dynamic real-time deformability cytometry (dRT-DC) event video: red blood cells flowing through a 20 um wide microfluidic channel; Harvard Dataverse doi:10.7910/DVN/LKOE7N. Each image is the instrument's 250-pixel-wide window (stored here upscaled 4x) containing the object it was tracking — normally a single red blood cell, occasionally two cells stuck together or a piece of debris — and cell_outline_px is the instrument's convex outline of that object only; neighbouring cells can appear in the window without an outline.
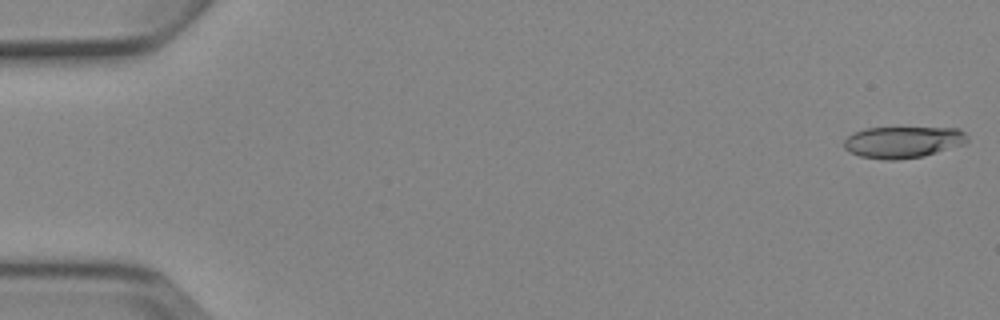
{"species": "Egyptian fruit bat (a non-hibernating species)", "species_latin": "Rousettus aegyptiacus", "temperature_condition": "cold", "stored_images_in_passage": 6, "camera_frame_rate_fps": 3000, "um_per_image_px": 0.085, "animal": {"sex": "female"}, "frame": {"image": 1, "passage_image": 1, "time_ms": 0.0, "image_size_px": [1000, 320], "cell_outline_px": [[968, 140], [964, 144], [924, 156], [896, 160], [880, 160], [860, 156], [848, 152], [844, 148], [844, 140], [852, 132], [864, 128], [960, 128], [968, 136]], "centroid_in_image_um": [76.72, 12.08], "position_along_channel_um": 8.3, "area_um2": 22.89}}
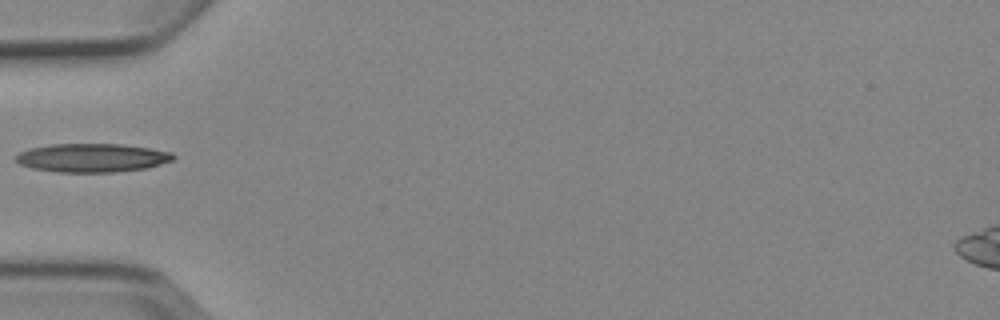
{"frame": {"image": 2, "passage_image": 5, "time_ms": 5.667, "image_size_px": [1000, 320], "cell_outline_px": [[176, 156], [172, 160], [160, 164], [144, 168], [116, 172], [56, 172], [32, 168], [20, 164], [16, 160], [16, 156], [20, 152], [32, 148], [52, 144], [120, 144], [148, 148], [172, 152]], "centroid_in_image_um": [7.83, 13.41], "position_along_channel_um": 77.2, "area_um2": 26.01}}
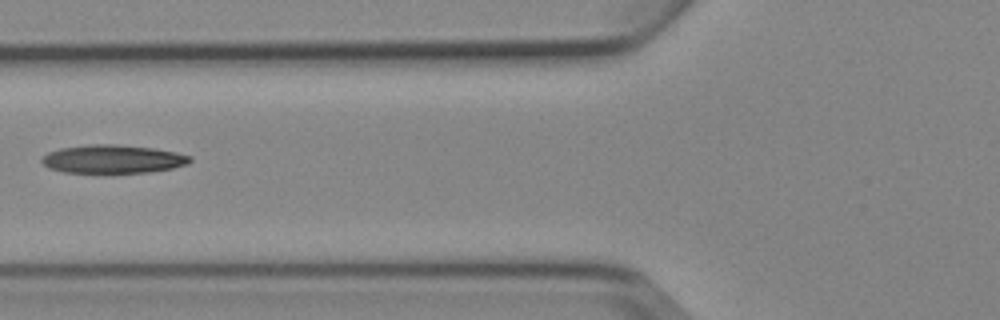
{"frame": {"image": 3, "passage_image": 6, "time_ms": 6.667, "image_size_px": [1000, 320], "cell_outline_px": [[192, 160], [188, 164], [172, 168], [148, 172], [64, 172], [48, 168], [40, 160], [48, 152], [60, 148], [88, 144], [116, 144], [152, 148], [176, 152], [192, 156]], "centroid_in_image_um": [9.59, 13.51], "position_along_channel_um": 116.2, "area_um2": 24.39}}